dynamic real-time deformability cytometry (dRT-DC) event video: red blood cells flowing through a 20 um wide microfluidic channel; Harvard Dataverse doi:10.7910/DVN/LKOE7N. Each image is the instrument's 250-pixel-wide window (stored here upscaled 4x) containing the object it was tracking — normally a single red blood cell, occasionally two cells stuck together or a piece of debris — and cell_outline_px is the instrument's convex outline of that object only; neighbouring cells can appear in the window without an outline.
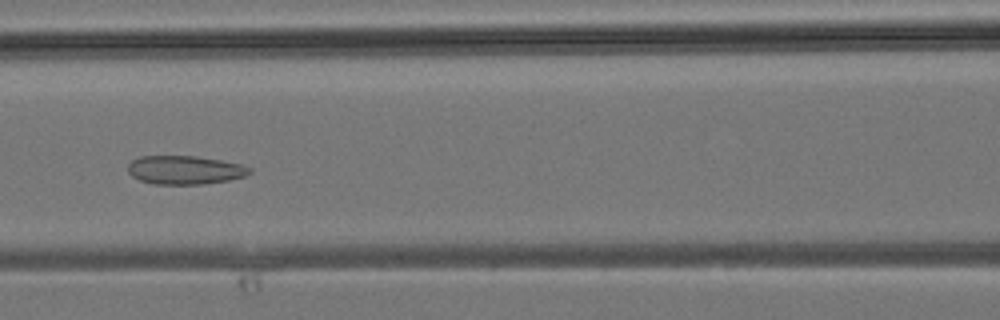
{"species": "common noctule bat (a hibernating species)", "species_latin": "Nyctalus noctula", "temperature_condition": "room temperature", "stored_images_in_passage": 30, "camera_frame_rate_fps": 3000, "um_per_image_px": 0.085, "animal": {"sex": "male", "body_mass_g": 19.2, "forearm_length_mm": 51.8}, "frame": {"image": 1, "passage_image": 11, "time_ms": 3.333, "image_size_px": [1000, 320], "cell_outline_px": [[252, 172], [244, 176], [228, 180], [204, 184], [156, 184], [140, 180], [132, 176], [128, 172], [128, 164], [132, 160], [140, 156], [196, 156], [220, 160], [240, 164], [252, 168]], "centroid_in_image_um": [15.71, 14.44], "position_along_channel_um": 150.9, "area_um2": 20.23}}
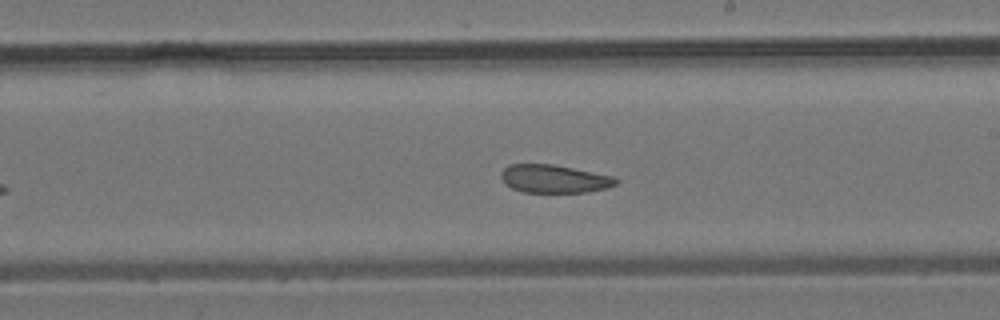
{"frame": {"image": 2, "passage_image": 16, "time_ms": 5.0, "image_size_px": [1000, 320], "cell_outline_px": [[620, 180], [616, 184], [608, 188], [588, 192], [524, 192], [512, 188], [504, 184], [500, 176], [500, 172], [508, 164], [552, 164], [612, 176]], "centroid_in_image_um": [47.08, 15.2], "position_along_channel_um": 241.9, "area_um2": 18.84}}
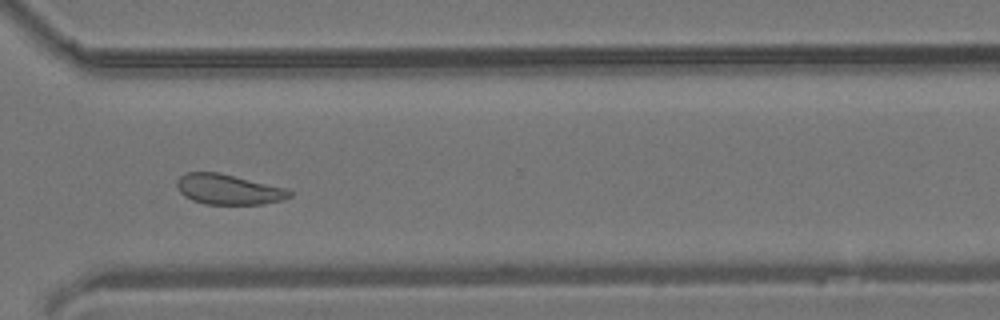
{"frame": {"image": 3, "passage_image": 22, "time_ms": 7.0, "image_size_px": [1000, 320], "cell_outline_px": [[292, 196], [284, 200], [264, 204], [204, 204], [192, 200], [184, 196], [180, 192], [176, 184], [180, 176], [188, 172], [220, 172], [284, 188], [292, 192]], "centroid_in_image_um": [19.41, 16.1], "position_along_channel_um": 351.2, "area_um2": 19.83}}